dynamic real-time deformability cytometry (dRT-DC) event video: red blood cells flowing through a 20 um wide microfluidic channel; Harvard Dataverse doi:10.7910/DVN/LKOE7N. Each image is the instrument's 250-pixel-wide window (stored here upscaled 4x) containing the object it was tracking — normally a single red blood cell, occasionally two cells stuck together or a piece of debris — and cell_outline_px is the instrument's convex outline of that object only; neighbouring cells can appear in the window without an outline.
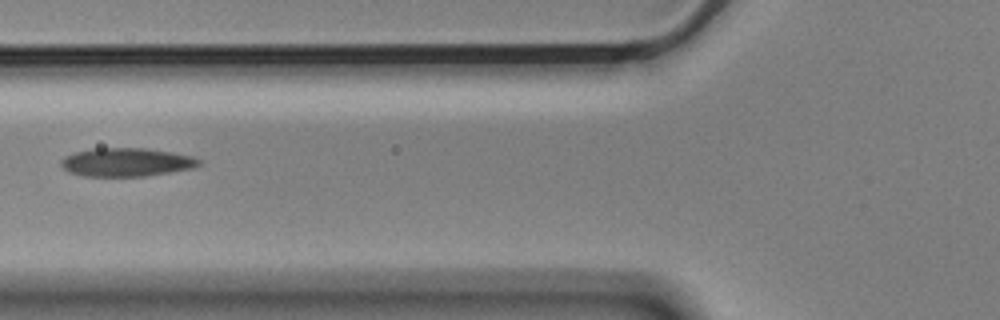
{"species": "Egyptian fruit bat (a non-hibernating species)", "species_latin": "Rousettus aegyptiacus", "temperature_condition": "cold", "stored_images_in_passage": 21, "camera_frame_rate_fps": 3000, "um_per_image_px": 0.085, "animal": {"sex": "male"}, "frame": {"image": 1, "passage_image": 2, "time_ms": 0.333, "image_size_px": [1000, 320], "cell_outline_px": [[200, 164], [192, 168], [144, 176], [84, 176], [68, 172], [60, 164], [60, 160], [64, 156], [76, 152], [96, 148], [144, 148], [172, 152], [192, 156], [200, 160]], "centroid_in_image_um": [10.71, 13.78], "position_along_channel_um": 115.1, "area_um2": 22.72}}
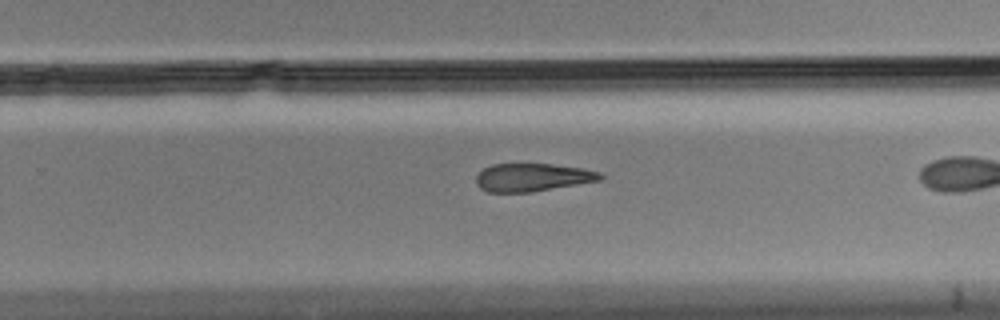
{"frame": {"image": 2, "passage_image": 13, "time_ms": 4.0, "image_size_px": [1000, 320], "cell_outline_px": [[604, 176], [600, 180], [532, 192], [488, 192], [480, 188], [476, 184], [476, 176], [484, 168], [492, 164], [552, 164], [584, 168], [600, 172]], "centroid_in_image_um": [45.25, 15.07], "position_along_channel_um": 284.5, "area_um2": 20.23}}
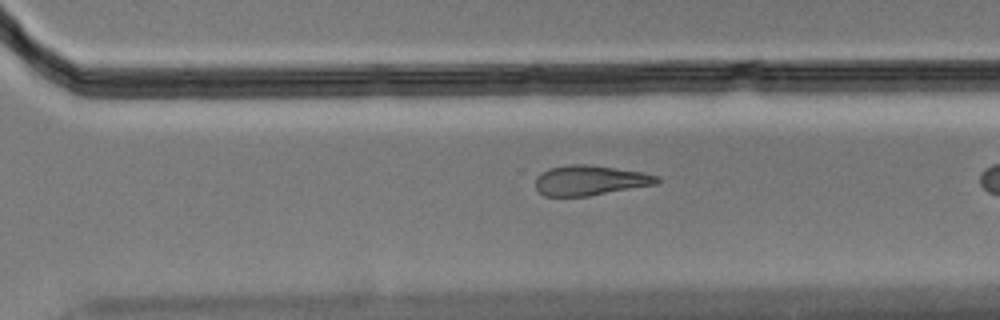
{"frame": {"image": 3, "passage_image": 16, "time_ms": 5.0, "image_size_px": [1000, 320], "cell_outline_px": [[660, 180], [656, 184], [588, 196], [544, 196], [536, 188], [536, 176], [540, 172], [548, 168], [568, 164], [588, 164], [644, 172], [656, 176]], "centroid_in_image_um": [50.11, 15.32], "position_along_channel_um": 320.5, "area_um2": 21.27}}